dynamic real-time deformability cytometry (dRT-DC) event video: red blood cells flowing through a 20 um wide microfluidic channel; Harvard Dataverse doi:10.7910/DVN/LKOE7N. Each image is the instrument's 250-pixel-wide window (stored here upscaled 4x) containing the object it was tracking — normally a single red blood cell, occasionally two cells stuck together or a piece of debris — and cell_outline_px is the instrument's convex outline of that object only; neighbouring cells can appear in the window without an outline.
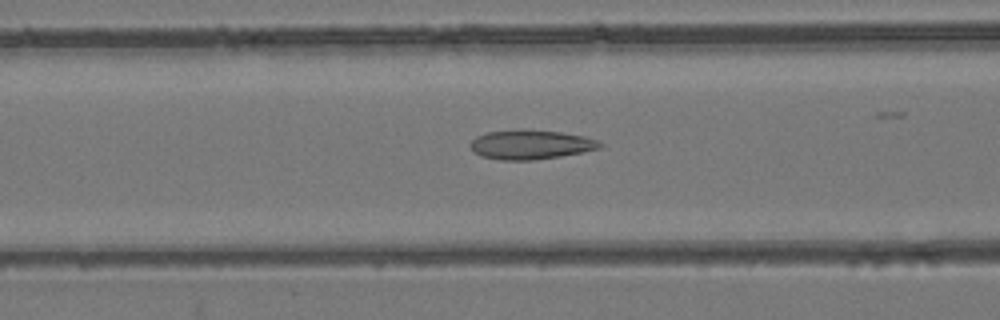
{"species": "common noctule bat (a hibernating species)", "species_latin": "Nyctalus noctula", "temperature_condition": "room temperature", "stored_images_in_passage": 27, "camera_frame_rate_fps": 3000, "um_per_image_px": 0.085, "animal": {"sex": "female", "body_mass_g": 24.6, "forearm_length_mm": 56.2}, "frame": {"image": 1, "passage_image": 5, "time_ms": 1.333, "image_size_px": [1000, 320], "cell_outline_px": [[604, 144], [600, 148], [560, 156], [532, 160], [500, 160], [480, 156], [472, 152], [468, 144], [476, 136], [488, 132], [520, 128], [524, 128], [560, 132], [584, 136], [596, 140]], "centroid_in_image_um": [45.04, 12.28], "position_along_channel_um": 121.6, "area_um2": 22.43}}
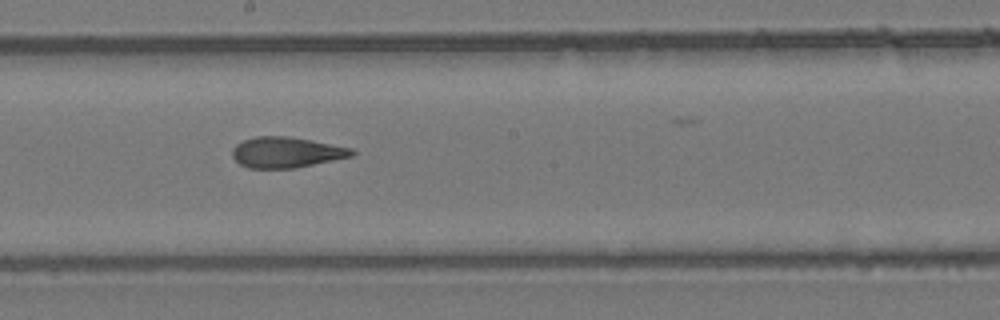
{"frame": {"image": 2, "passage_image": 13, "time_ms": 4.0, "image_size_px": [1000, 320], "cell_outline_px": [[356, 152], [352, 156], [296, 168], [248, 168], [240, 164], [232, 156], [232, 148], [236, 144], [244, 140], [256, 136], [288, 136], [312, 140], [352, 148]], "centroid_in_image_um": [24.33, 12.94], "position_along_channel_um": 223.9, "area_um2": 21.39}}
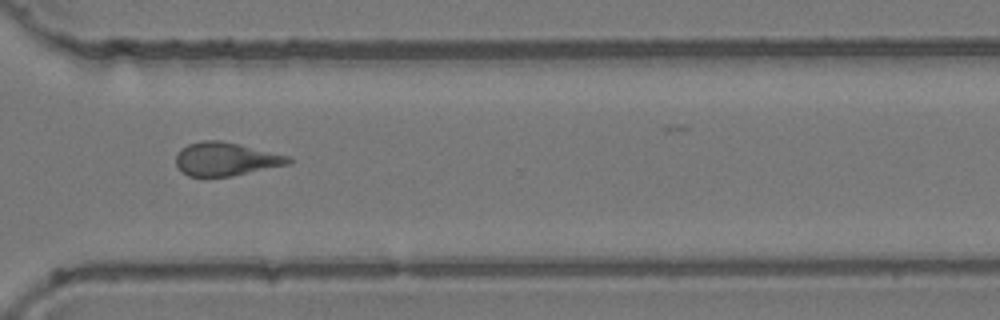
{"frame": {"image": 3, "passage_image": 23, "time_ms": 7.333, "image_size_px": [1000, 320], "cell_outline_px": [[292, 164], [232, 176], [188, 176], [176, 164], [176, 152], [180, 148], [188, 144], [204, 140], [220, 140], [292, 156]], "centroid_in_image_um": [19.24, 13.51], "position_along_channel_um": 351.4, "area_um2": 22.02}}